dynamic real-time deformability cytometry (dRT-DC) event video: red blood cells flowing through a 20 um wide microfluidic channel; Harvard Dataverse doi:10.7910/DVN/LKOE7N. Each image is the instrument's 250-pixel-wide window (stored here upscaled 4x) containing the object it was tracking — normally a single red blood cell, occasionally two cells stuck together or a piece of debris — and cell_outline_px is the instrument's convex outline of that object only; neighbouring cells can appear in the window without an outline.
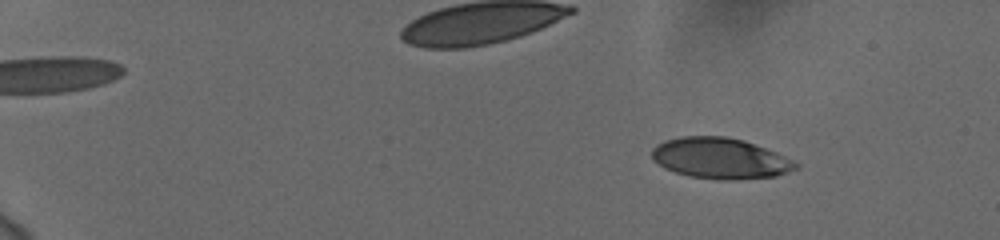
{"species": "human", "species_latin": "Homo sapiens", "temperature_condition": "cold", "stored_images_in_passage": 58, "camera_frame_rate_fps": 3000, "um_per_image_px": 0.085, "donor": {"sex": "female"}, "frame": {"image": 1, "passage_image": 9, "time_ms": 2.667, "image_size_px": [1000, 240], "cell_outline_px": [[800, 164], [796, 168], [788, 172], [776, 176], [732, 180], [724, 180], [692, 176], [676, 172], [664, 168], [652, 160], [652, 148], [656, 144], [664, 140], [684, 136], [724, 136], [744, 140], [776, 152]], "centroid_in_image_um": [61.2, 13.45], "position_along_channel_um": 23.8, "area_um2": 34.16}}
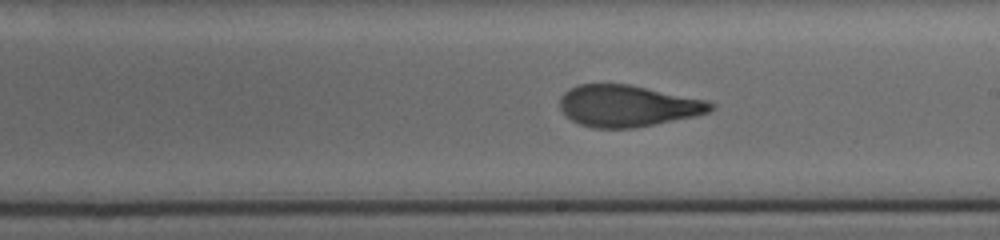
{"frame": {"image": 2, "passage_image": 37, "time_ms": 12.0, "image_size_px": [1000, 240], "cell_outline_px": [[716, 108], [708, 112], [696, 116], [632, 128], [592, 128], [580, 124], [564, 116], [560, 108], [560, 96], [568, 88], [580, 84], [628, 84], [708, 100], [716, 104]], "centroid_in_image_um": [53.35, 9.0], "position_along_channel_um": 235.7, "area_um2": 36.7}}
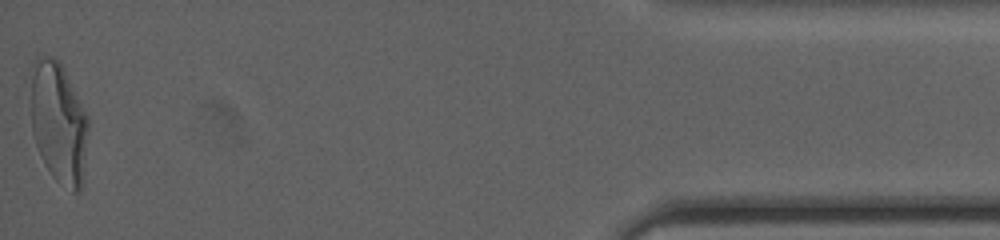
{"frame": {"image": 3, "passage_image": 58, "time_ms": 19.0, "image_size_px": [1000, 240], "cell_outline_px": [[88, 128], [84, 180], [80, 192], [72, 192], [56, 180], [52, 176], [44, 164], [36, 144], [32, 132], [32, 76], [36, 56], [52, 56], [60, 60], [88, 116]], "centroid_in_image_um": [5.02, 10.46], "position_along_channel_um": 430.2, "area_um2": 40.75}, "authors_computed_cell_mechanics": {"area_um2": 36.0383, "velocity_mm_per_s": 3.7575, "shape_relaxation_time_tau1_ms": 4.379, "shape_relaxation_time_tau2_ms": 1.2291, "deformation_change_tau1": 0.2043, "deformation_change_tau2": 0.0907}}